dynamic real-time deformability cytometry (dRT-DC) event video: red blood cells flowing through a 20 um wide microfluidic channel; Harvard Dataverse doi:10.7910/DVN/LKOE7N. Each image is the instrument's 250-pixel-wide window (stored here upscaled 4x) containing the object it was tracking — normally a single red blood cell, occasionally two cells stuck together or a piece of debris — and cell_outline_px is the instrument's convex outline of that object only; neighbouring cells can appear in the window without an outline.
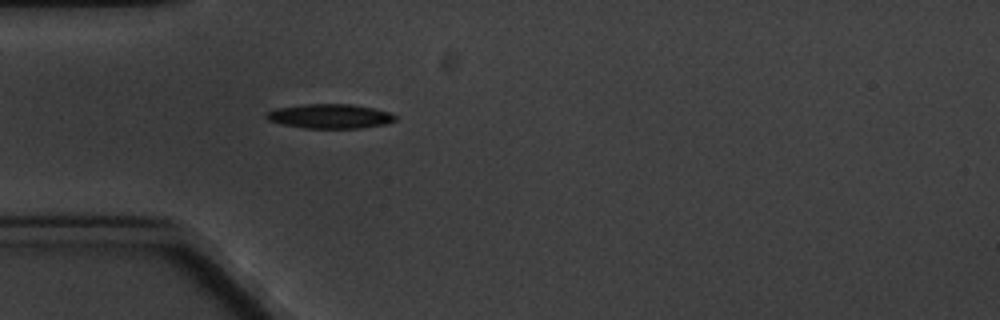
{"species": "common noctule bat (a hibernating species)", "species_latin": "Nyctalus noctula", "temperature_condition": "cold", "stored_images_in_passage": 1, "camera_frame_rate_fps": 3000, "um_per_image_px": 0.085, "animal": {"sex": "male", "body_mass_g": 20.1, "forearm_length_mm": 53.5}, "frame": {"image": 1, "passage_image": 1, "time_ms": 0.0, "image_size_px": [1000, 320], "cell_outline_px": [[396, 120], [388, 124], [360, 128], [304, 128], [284, 124], [268, 120], [264, 116], [264, 112], [276, 108], [304, 104], [348, 104], [372, 108], [388, 112], [396, 116]], "centroid_in_image_um": [28.02, 9.88], "position_along_channel_um": 57.0, "area_um2": 18.32}}